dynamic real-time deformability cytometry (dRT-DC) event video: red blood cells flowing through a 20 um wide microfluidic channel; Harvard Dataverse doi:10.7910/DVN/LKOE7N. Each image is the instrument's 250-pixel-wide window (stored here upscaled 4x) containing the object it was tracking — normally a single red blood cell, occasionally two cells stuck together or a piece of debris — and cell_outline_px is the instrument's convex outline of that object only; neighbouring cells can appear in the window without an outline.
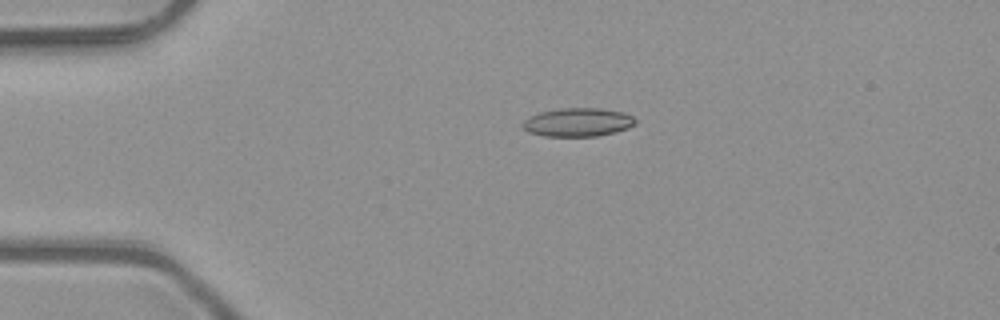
{"species": "common noctule bat (a hibernating species)", "species_latin": "Nyctalus noctula", "temperature_condition": "room temperature", "stored_images_in_passage": 2, "camera_frame_rate_fps": 3000, "um_per_image_px": 0.085, "animal": {"sex": "male", "body_mass_g": 23.1, "forearm_length_mm": 52.7}, "frame": {"image": 1, "passage_image": 1, "time_ms": 0.0, "image_size_px": [1000, 320], "cell_outline_px": [[636, 124], [628, 128], [616, 132], [596, 136], [544, 136], [528, 132], [520, 124], [528, 116], [540, 112], [560, 108], [600, 108], [624, 112], [632, 116], [636, 120]], "centroid_in_image_um": [49.11, 10.39], "position_along_channel_um": 35.9, "area_um2": 18.9}}